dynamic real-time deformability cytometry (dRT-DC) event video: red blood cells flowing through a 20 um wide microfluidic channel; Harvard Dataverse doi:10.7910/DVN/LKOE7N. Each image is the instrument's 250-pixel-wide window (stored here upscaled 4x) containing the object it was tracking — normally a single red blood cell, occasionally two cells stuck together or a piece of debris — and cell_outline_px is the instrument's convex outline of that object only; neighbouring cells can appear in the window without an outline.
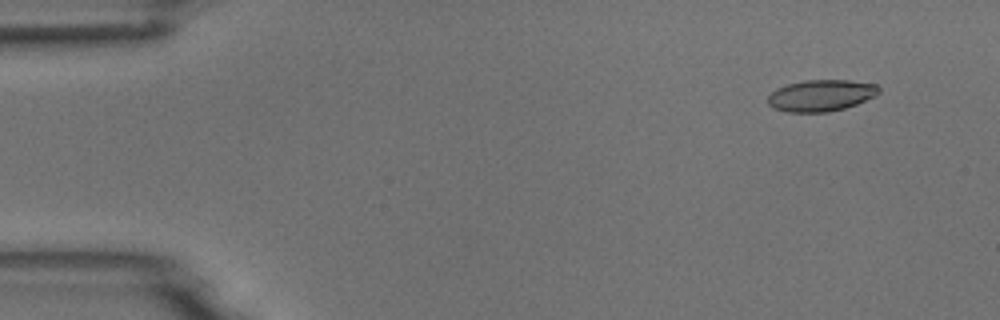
{"species": "common noctule bat (a hibernating species)", "species_latin": "Nyctalus noctula", "temperature_condition": "room temperature", "stored_images_in_passage": 55, "camera_frame_rate_fps": 3000, "um_per_image_px": 0.085, "animal": {"sex": "male", "body_mass_g": 18.8}, "frame": {"image": 1, "passage_image": 5, "time_ms": 1.333, "image_size_px": [1000, 320], "cell_outline_px": [[880, 92], [876, 96], [856, 104], [844, 108], [828, 112], [788, 112], [772, 108], [768, 104], [768, 96], [776, 88], [788, 84], [804, 80], [848, 80], [876, 84], [880, 88]], "centroid_in_image_um": [69.79, 8.11], "position_along_channel_um": 15.2, "area_um2": 20.46}}
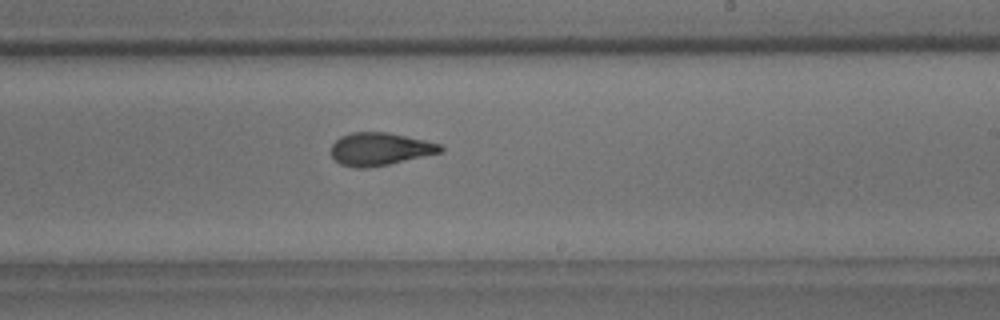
{"frame": {"image": 2, "passage_image": 33, "time_ms": 10.667, "image_size_px": [1000, 320], "cell_outline_px": [[444, 152], [388, 164], [368, 168], [356, 168], [340, 164], [332, 156], [332, 144], [340, 136], [352, 132], [388, 132], [424, 140], [440, 144], [444, 148]], "centroid_in_image_um": [32.3, 12.67], "position_along_channel_um": 256.7, "area_um2": 20.87}}
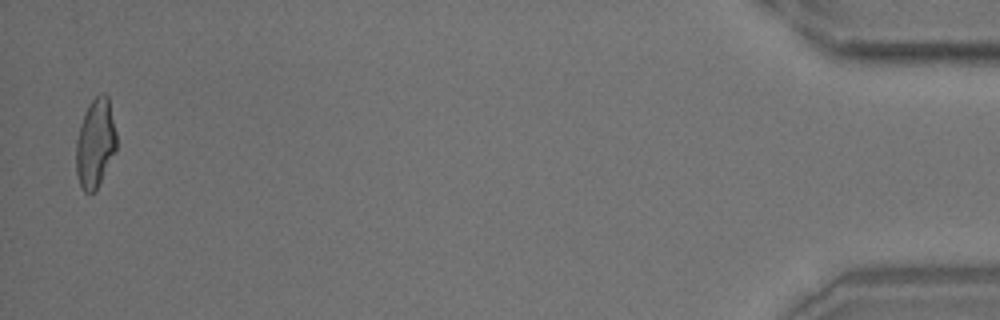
{"frame": {"image": 3, "passage_image": 54, "time_ms": 17.667, "image_size_px": [1000, 320], "cell_outline_px": [[116, 148], [96, 188], [92, 192], [84, 192], [80, 184], [76, 172], [76, 140], [80, 124], [84, 112], [88, 104], [100, 92], [104, 92], [108, 96], [116, 132]], "centroid_in_image_um": [8.08, 12.1], "position_along_channel_um": 427.1, "area_um2": 20.63}, "authors_computed_cell_mechanics": {"area_um2": 20.9814, "velocity_mm_per_s": 3.7106, "shape_relaxation_time_tau1_ms": 6.1998, "shape_relaxation_time_tau2_ms": 1.6031, "deformation_change_tau1": 0.185, "deformation_change_tau2": 0.0887}}